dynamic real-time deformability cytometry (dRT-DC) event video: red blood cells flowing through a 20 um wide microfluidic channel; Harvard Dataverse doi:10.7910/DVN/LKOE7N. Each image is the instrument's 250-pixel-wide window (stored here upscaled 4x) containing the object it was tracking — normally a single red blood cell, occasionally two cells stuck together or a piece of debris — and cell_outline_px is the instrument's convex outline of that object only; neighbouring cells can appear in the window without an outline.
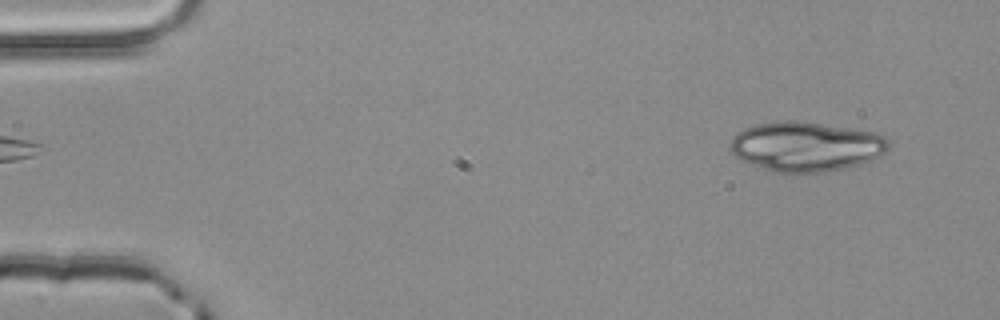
{"species": "common noctule bat (a hibernating species)", "species_latin": "Nyctalus noctula", "temperature_condition": "room temperature", "stored_images_in_passage": 3, "camera_frame_rate_fps": 3000, "um_per_image_px": 0.085, "animal": {"sex": "male", "body_mass_g": 20.4}, "frame": {"image": 1, "passage_image": 1, "time_ms": 0.0, "image_size_px": [1000, 320], "cell_outline_px": [[892, 144], [880, 156], [872, 160], [860, 164], [828, 172], [772, 172], [740, 160], [732, 156], [728, 148], [732, 136], [736, 132], [744, 128], [756, 124], [784, 120], [796, 120], [872, 132], [884, 136]], "centroid_in_image_um": [68.45, 12.46], "position_along_channel_um": 16.6, "area_um2": 46.12}}